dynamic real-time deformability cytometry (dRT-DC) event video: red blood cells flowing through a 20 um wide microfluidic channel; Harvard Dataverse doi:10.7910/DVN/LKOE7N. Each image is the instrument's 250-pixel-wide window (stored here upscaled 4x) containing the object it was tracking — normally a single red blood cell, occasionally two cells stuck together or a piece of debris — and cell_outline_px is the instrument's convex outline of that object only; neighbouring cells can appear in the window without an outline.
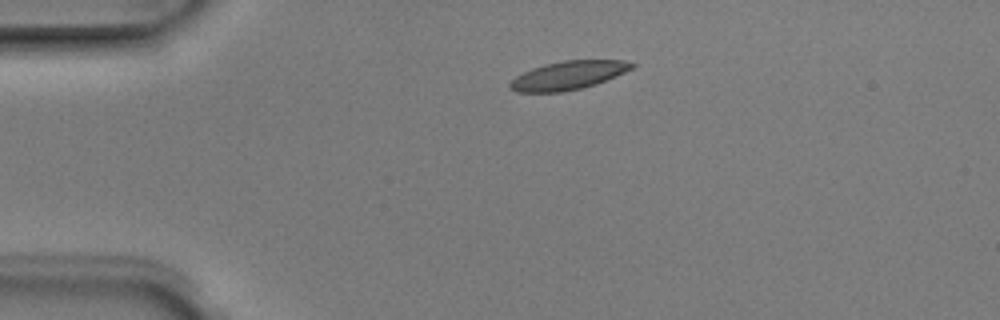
{"species": "Egyptian fruit bat (a non-hibernating species)", "species_latin": "Rousettus aegyptiacus", "temperature_condition": "room temperature", "stored_images_in_passage": 3, "camera_frame_rate_fps": 3000, "um_per_image_px": 0.085, "animal": {"sex": "male"}, "frame": {"image": 1, "passage_image": 2, "time_ms": 0.333, "image_size_px": [1000, 320], "cell_outline_px": [[636, 64], [632, 68], [616, 76], [596, 84], [564, 92], [516, 92], [508, 88], [508, 84], [516, 76], [532, 68], [544, 64], [564, 60], [620, 60]], "centroid_in_image_um": [48.26, 6.41], "position_along_channel_um": 36.7, "area_um2": 20.17}}